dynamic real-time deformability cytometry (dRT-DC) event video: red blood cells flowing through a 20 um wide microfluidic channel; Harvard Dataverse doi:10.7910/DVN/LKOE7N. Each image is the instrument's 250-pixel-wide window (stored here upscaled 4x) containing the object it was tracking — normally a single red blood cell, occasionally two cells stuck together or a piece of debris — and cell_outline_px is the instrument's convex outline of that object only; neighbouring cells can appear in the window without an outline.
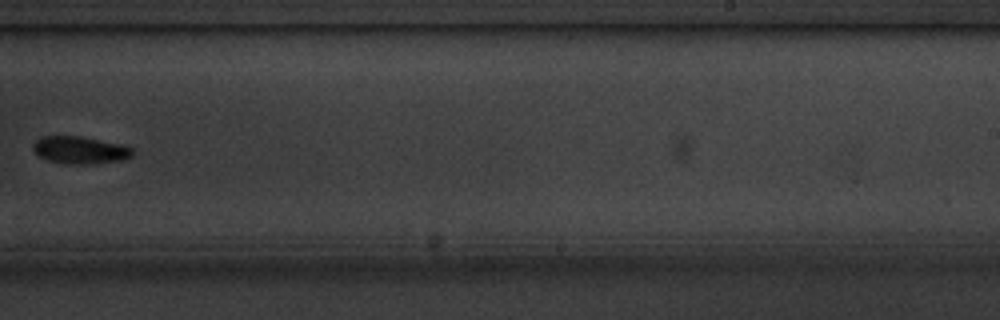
{"species": "common noctule bat (a hibernating species)", "species_latin": "Nyctalus noctula", "temperature_condition": "cold", "stored_images_in_passage": 15, "camera_frame_rate_fps": 3000, "um_per_image_px": 0.085, "animal": {"sex": "male", "body_mass_g": 20.1, "forearm_length_mm": 53.5}, "frame": {"image": 1, "passage_image": 9, "time_ms": 10.333, "image_size_px": [1000, 320], "cell_outline_px": [[132, 156], [120, 160], [92, 164], [68, 164], [48, 160], [36, 156], [32, 148], [32, 144], [40, 136], [80, 136], [120, 144], [132, 148]], "centroid_in_image_um": [6.73, 12.75], "position_along_channel_um": 282.3, "area_um2": 15.9}, "authors_computed_cell_mechanics": {"area_um2": 16.2996, "velocity_mm_per_s": 3.5708, "shape_relaxation_time_tau1_ms": 1.6674, "shape_relaxation_time_tau2_ms": null, "deformation_change_tau1": 0.0983, "deformation_change_tau2": null}}